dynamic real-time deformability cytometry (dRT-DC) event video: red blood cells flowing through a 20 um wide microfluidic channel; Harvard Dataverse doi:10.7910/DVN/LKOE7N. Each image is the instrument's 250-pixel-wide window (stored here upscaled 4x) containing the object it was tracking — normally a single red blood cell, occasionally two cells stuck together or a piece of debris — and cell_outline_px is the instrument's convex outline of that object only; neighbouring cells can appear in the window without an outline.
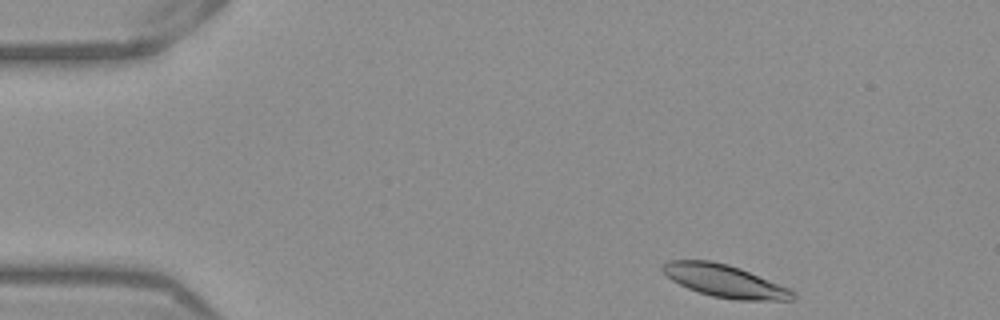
{"species": "Egyptian fruit bat (a non-hibernating species)", "species_latin": "Rousettus aegyptiacus", "temperature_condition": "warm", "stored_images_in_passage": 47, "camera_frame_rate_fps": 3000, "um_per_image_px": 0.085, "frame": {"image": 1, "passage_image": 1, "time_ms": 0.0, "image_size_px": [1000, 320], "cell_outline_px": [[796, 296], [792, 300], [740, 300], [712, 296], [688, 288], [672, 280], [660, 268], [668, 260], [712, 260], [728, 264], [740, 268], [788, 288], [796, 292]], "centroid_in_image_um": [61.6, 23.87], "position_along_channel_um": 23.4, "area_um2": 24.39}}
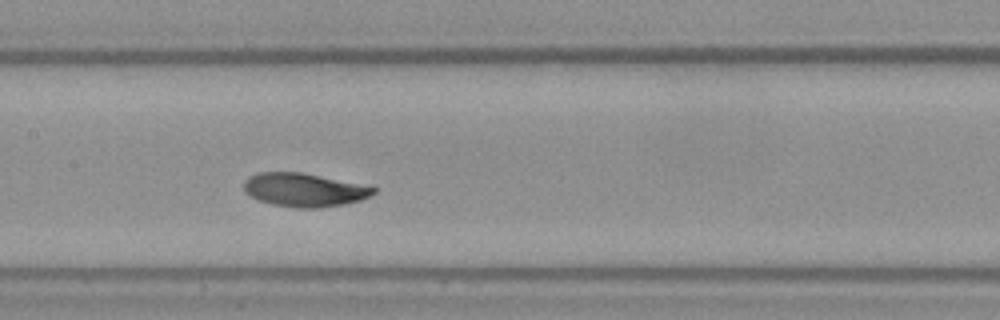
{"frame": {"image": 2, "passage_image": 20, "time_ms": 6.333, "image_size_px": [1000, 320], "cell_outline_px": [[376, 192], [360, 200], [344, 204], [320, 208], [300, 208], [272, 204], [256, 200], [244, 192], [244, 180], [248, 176], [256, 172], [300, 172], [372, 184], [376, 188]], "centroid_in_image_um": [25.89, 16.12], "position_along_channel_um": 181.5, "area_um2": 25.95}}
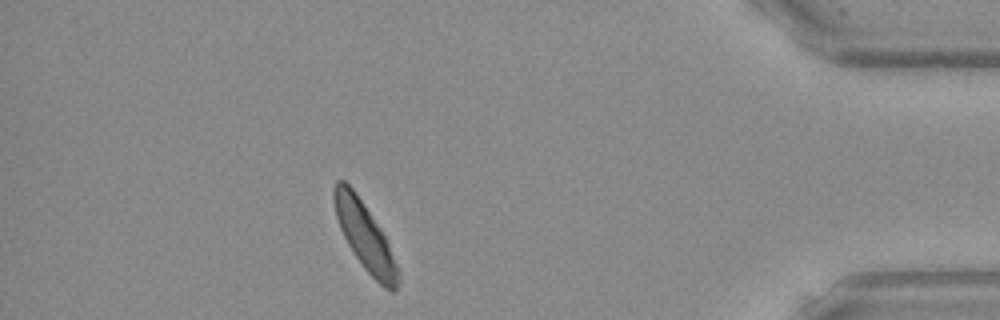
{"frame": {"image": 3, "passage_image": 41, "time_ms": 13.333, "image_size_px": [1000, 320], "cell_outline_px": [[400, 284], [396, 292], [392, 292], [384, 288], [364, 268], [348, 244], [340, 228], [336, 216], [332, 200], [332, 188], [336, 180], [344, 180], [352, 188], [380, 228], [400, 268]], "centroid_in_image_um": [31.03, 20.12], "position_along_channel_um": 404.2, "area_um2": 25.09}, "authors_computed_cell_mechanics": {"area_um2": 25.143, "velocity_mm_per_s": 3.8336, "shape_relaxation_time_tau1_ms": 1.8829, "shape_relaxation_time_tau2_ms": 8.6979, "deformation_change_tau1": 0.0892, "deformation_change_tau2": 0.1202}}